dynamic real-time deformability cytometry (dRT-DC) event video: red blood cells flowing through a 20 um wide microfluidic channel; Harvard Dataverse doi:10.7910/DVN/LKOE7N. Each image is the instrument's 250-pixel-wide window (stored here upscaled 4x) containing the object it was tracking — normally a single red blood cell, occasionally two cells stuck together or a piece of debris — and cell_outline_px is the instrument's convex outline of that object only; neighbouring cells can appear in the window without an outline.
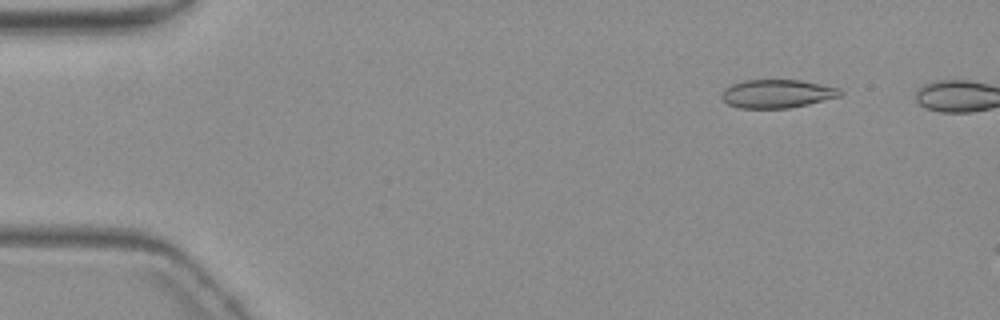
{"species": "common noctule bat (a hibernating species)", "species_latin": "Nyctalus noctula", "temperature_condition": "warm", "stored_images_in_passage": 3, "camera_frame_rate_fps": 3000, "um_per_image_px": 0.085, "animal": {"sex": "female", "body_mass_g": 19.3, "forearm_length_mm": 54.1}, "frame": {"image": 1, "passage_image": 2, "time_ms": 1.0, "image_size_px": [1000, 320], "cell_outline_px": [[844, 92], [840, 96], [808, 104], [788, 108], [740, 108], [728, 104], [720, 96], [724, 88], [732, 84], [744, 80], [800, 80], [840, 88]], "centroid_in_image_um": [66.04, 7.96], "position_along_channel_um": 19.0, "area_um2": 19.59}}